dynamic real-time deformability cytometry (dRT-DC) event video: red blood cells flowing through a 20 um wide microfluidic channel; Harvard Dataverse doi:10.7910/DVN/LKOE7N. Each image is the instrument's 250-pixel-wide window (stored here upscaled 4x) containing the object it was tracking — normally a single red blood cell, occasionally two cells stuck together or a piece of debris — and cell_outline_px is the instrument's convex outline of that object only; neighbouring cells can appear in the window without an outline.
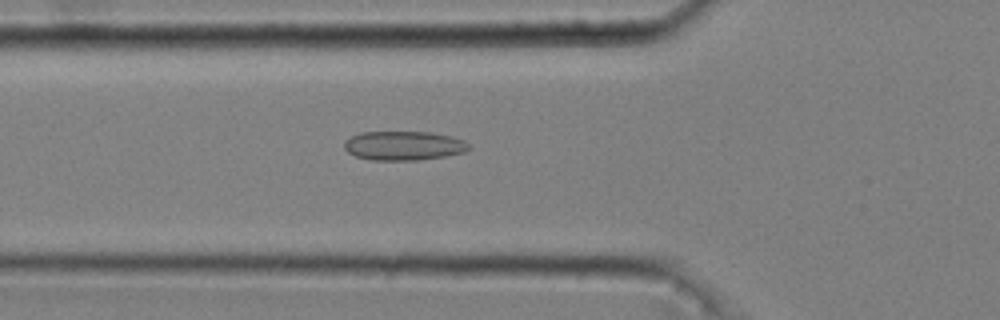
{"species": "common noctule bat (a hibernating species)", "species_latin": "Nyctalus noctula", "temperature_condition": "cold", "stored_images_in_passage": 50, "camera_frame_rate_fps": 3000, "um_per_image_px": 0.085, "animal": {"sex": "male", "body_mass_g": 20.4}, "frame": {"image": 1, "passage_image": 19, "time_ms": 6.0, "image_size_px": [1000, 320], "cell_outline_px": [[472, 148], [464, 152], [444, 156], [416, 160], [372, 160], [356, 156], [348, 152], [344, 148], [344, 140], [360, 132], [428, 132], [452, 136], [464, 140]], "centroid_in_image_um": [34.31, 12.38], "position_along_channel_um": 91.5, "area_um2": 21.15}}
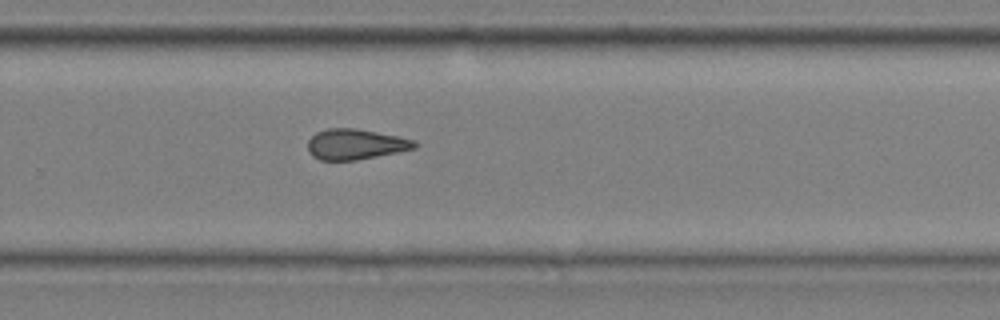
{"frame": {"image": 2, "passage_image": 36, "time_ms": 11.667, "image_size_px": [1000, 320], "cell_outline_px": [[416, 148], [356, 160], [320, 160], [312, 156], [308, 152], [308, 140], [316, 132], [328, 128], [356, 128], [416, 140]], "centroid_in_image_um": [30.18, 12.26], "position_along_channel_um": 299.6, "area_um2": 18.84}}
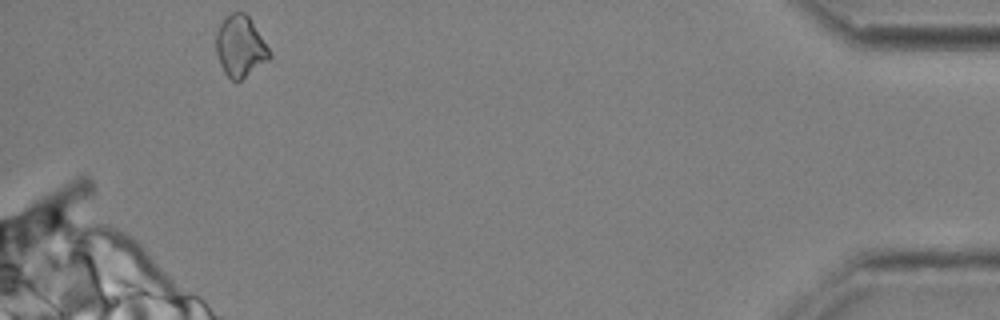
{"frame": {"image": 3, "passage_image": 50, "time_ms": 16.333, "image_size_px": [1000, 320], "cell_outline_px": [[272, 56], [268, 60], [240, 80], [232, 80], [224, 72], [220, 64], [216, 52], [216, 32], [220, 24], [232, 12], [244, 12], [248, 16], [272, 52]], "centroid_in_image_um": [20.43, 3.94], "position_along_channel_um": 414.8, "area_um2": 18.79}, "authors_computed_cell_mechanics": {"area_um2": 19.2763, "velocity_mm_per_s": 3.6713, "shape_relaxation_time_tau1_ms": null, "shape_relaxation_time_tau2_ms": 4.1941, "deformation_change_tau1": null, "deformation_change_tau2": 0.1157}}